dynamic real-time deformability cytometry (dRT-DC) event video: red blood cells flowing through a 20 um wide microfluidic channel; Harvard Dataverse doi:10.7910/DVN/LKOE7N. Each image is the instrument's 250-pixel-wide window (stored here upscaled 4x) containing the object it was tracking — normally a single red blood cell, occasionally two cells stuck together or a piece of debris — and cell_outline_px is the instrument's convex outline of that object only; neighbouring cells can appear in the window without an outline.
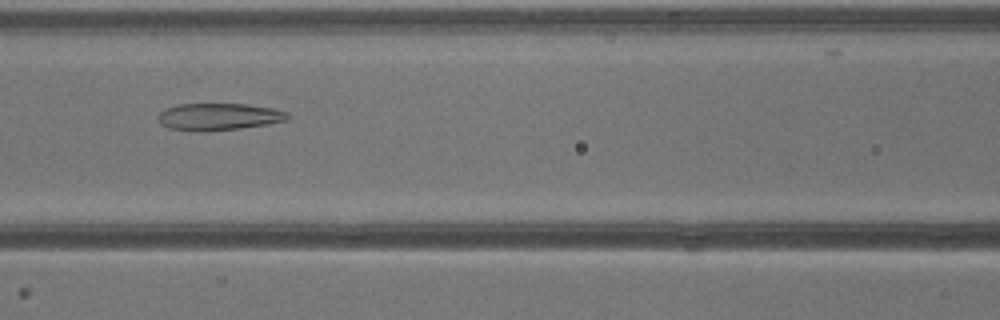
{"species": "common noctule bat (a hibernating species)", "species_latin": "Nyctalus noctula", "temperature_condition": "warm", "stored_images_in_passage": 34, "camera_frame_rate_fps": 3000, "um_per_image_px": 0.085, "animal": {"sex": "male", "body_mass_g": 13.3}, "frame": {"image": 1, "passage_image": 12, "time_ms": 3.667, "image_size_px": [1000, 320], "cell_outline_px": [[292, 116], [288, 120], [240, 128], [200, 132], [168, 128], [160, 124], [156, 116], [164, 108], [176, 104], [248, 104], [272, 108], [288, 112]], "centroid_in_image_um": [18.55, 9.91], "position_along_channel_um": 148.0, "area_um2": 20.63}}
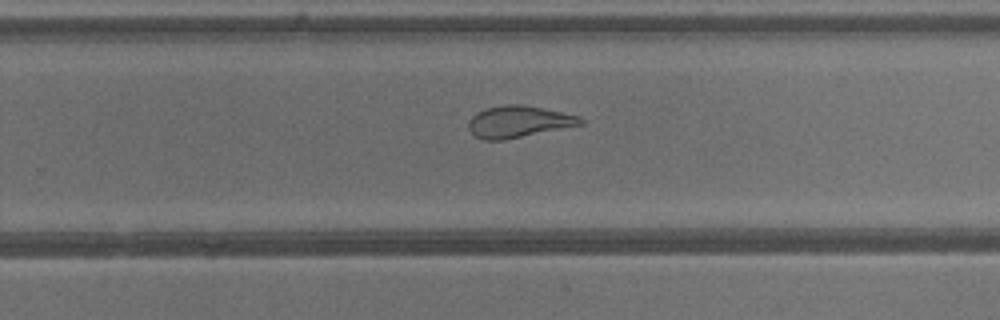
{"frame": {"image": 2, "passage_image": 20, "time_ms": 6.333, "image_size_px": [1000, 320], "cell_outline_px": [[584, 124], [500, 140], [484, 140], [476, 136], [468, 128], [468, 120], [476, 112], [488, 108], [508, 104], [524, 104], [580, 116], [584, 120]], "centroid_in_image_um": [44.07, 10.33], "position_along_channel_um": 285.7, "area_um2": 20.4}}
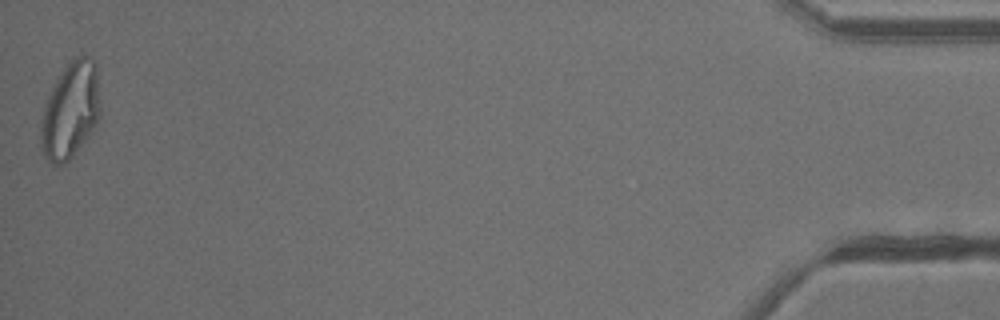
{"frame": {"image": 3, "passage_image": 34, "time_ms": 11.0, "image_size_px": [1000, 320], "cell_outline_px": [[100, 112], [96, 124], [92, 132], [72, 156], [64, 164], [52, 164], [44, 156], [40, 144], [40, 128], [44, 108], [52, 88], [56, 80], [72, 56], [88, 56], [96, 64], [100, 108]], "centroid_in_image_um": [5.98, 9.39], "position_along_channel_um": 429.2, "area_um2": 33.18}}